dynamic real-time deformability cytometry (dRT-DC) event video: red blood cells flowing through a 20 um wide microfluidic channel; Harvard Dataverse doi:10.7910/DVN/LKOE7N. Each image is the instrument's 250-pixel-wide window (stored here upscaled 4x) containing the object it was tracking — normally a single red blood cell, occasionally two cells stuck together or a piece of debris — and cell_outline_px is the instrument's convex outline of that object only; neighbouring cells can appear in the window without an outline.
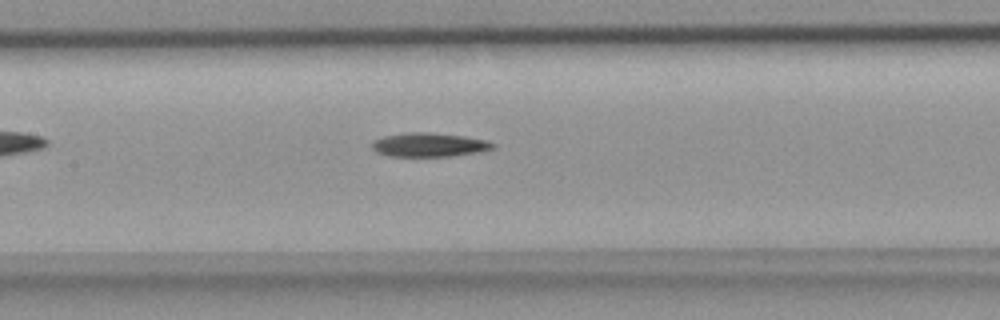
{"species": "common noctule bat (a hibernating species)", "species_latin": "Nyctalus noctula", "temperature_condition": "room temperature", "stored_images_in_passage": 38, "camera_frame_rate_fps": 3000, "um_per_image_px": 0.085, "animal": {"sex": "female", "body_mass_g": 18.4}, "frame": {"image": 1, "passage_image": 15, "time_ms": 4.667, "image_size_px": [1000, 320], "cell_outline_px": [[496, 148], [480, 152], [452, 156], [388, 156], [376, 152], [372, 148], [372, 144], [376, 140], [384, 136], [408, 132], [432, 132], [464, 136], [488, 140], [496, 144]], "centroid_in_image_um": [36.54, 12.31], "position_along_channel_um": 170.9, "area_um2": 16.99}}
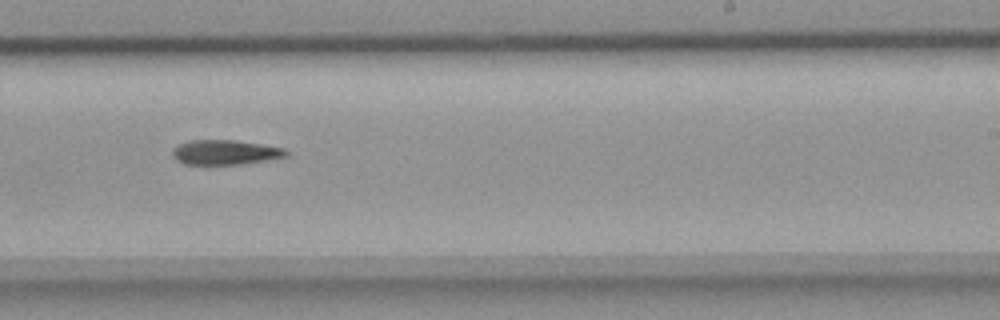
{"frame": {"image": 2, "passage_image": 22, "time_ms": 7.0, "image_size_px": [1000, 320], "cell_outline_px": [[288, 156], [240, 164], [184, 164], [176, 160], [172, 156], [172, 148], [188, 140], [232, 140], [260, 144], [284, 148], [288, 152]], "centroid_in_image_um": [19.09, 12.94], "position_along_channel_um": 269.9, "area_um2": 16.24}}
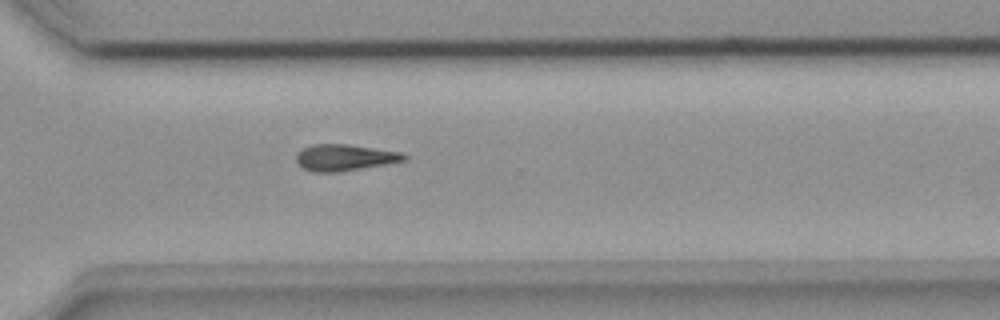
{"frame": {"image": 3, "passage_image": 27, "time_ms": 8.667, "image_size_px": [1000, 320], "cell_outline_px": [[408, 160], [336, 172], [316, 172], [304, 168], [296, 164], [296, 152], [312, 144], [348, 144], [400, 152], [408, 156]], "centroid_in_image_um": [29.27, 13.38], "position_along_channel_um": 341.3, "area_um2": 16.47}}